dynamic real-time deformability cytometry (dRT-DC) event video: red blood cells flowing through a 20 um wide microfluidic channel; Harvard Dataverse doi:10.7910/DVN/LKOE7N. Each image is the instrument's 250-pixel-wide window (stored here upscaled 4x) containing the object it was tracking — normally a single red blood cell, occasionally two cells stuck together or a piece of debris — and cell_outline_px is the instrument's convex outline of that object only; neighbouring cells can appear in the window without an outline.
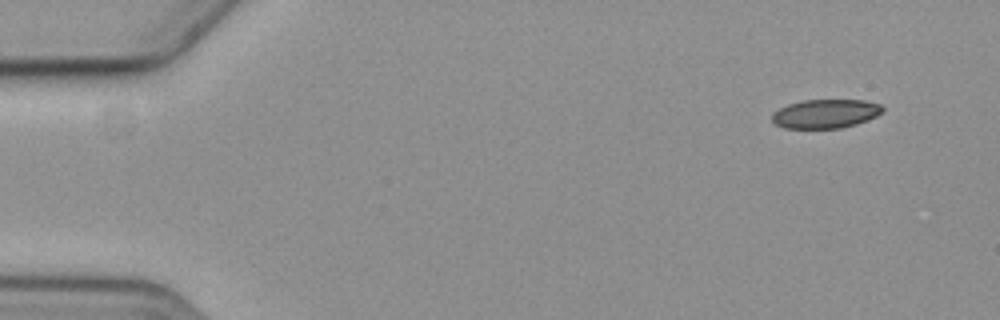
{"species": "common noctule bat (a hibernating species)", "species_latin": "Nyctalus noctula", "temperature_condition": "cold", "stored_images_in_passage": 10, "camera_frame_rate_fps": 3000, "um_per_image_px": 0.085, "animal": {"sex": "female", "body_mass_g": 19.3, "forearm_length_mm": 54.1}, "frame": {"image": 1, "passage_image": 1, "time_ms": 0.0, "image_size_px": [1000, 320], "cell_outline_px": [[884, 112], [868, 120], [856, 124], [840, 128], [784, 128], [776, 124], [772, 120], [772, 112], [788, 104], [804, 100], [864, 100], [880, 104], [884, 108]], "centroid_in_image_um": [70.19, 9.66], "position_along_channel_um": 14.8, "area_um2": 18.67}}
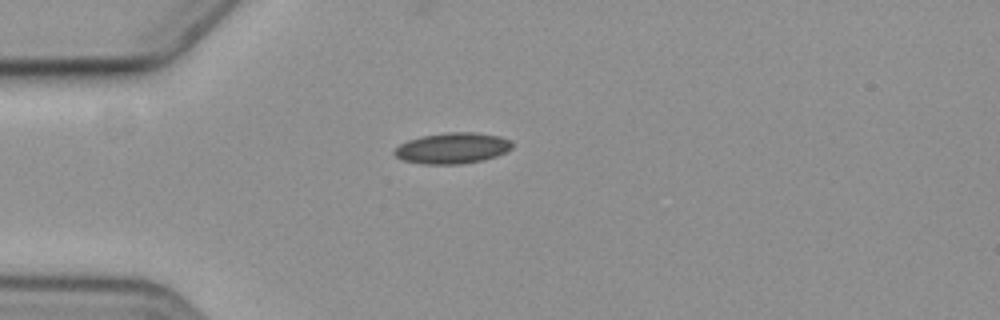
{"frame": {"image": 2, "passage_image": 4, "time_ms": 3.667, "image_size_px": [1000, 320], "cell_outline_px": [[512, 148], [496, 156], [484, 160], [460, 164], [424, 164], [400, 160], [392, 152], [400, 144], [408, 140], [424, 136], [448, 132], [476, 132], [500, 136], [512, 140]], "centroid_in_image_um": [38.46, 12.59], "position_along_channel_um": 46.5, "area_um2": 21.27}}
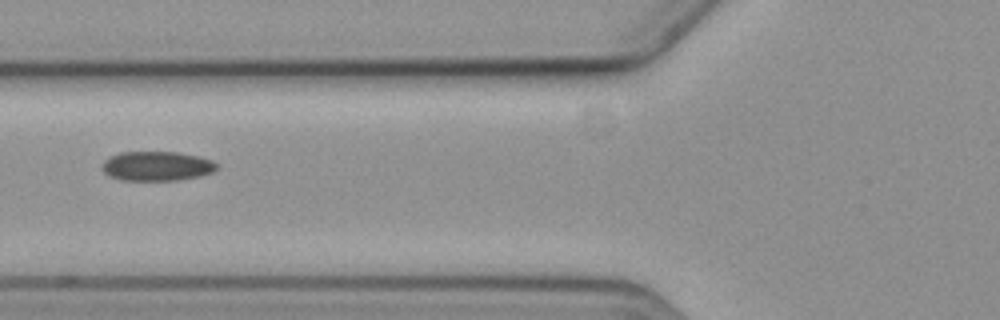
{"frame": {"image": 3, "passage_image": 6, "time_ms": 6.0, "image_size_px": [1000, 320], "cell_outline_px": [[216, 168], [212, 172], [200, 176], [180, 180], [120, 180], [108, 176], [100, 168], [100, 164], [104, 160], [120, 152], [176, 152], [196, 156], [212, 160], [216, 164]], "centroid_in_image_um": [13.27, 14.12], "position_along_channel_um": 112.5, "area_um2": 19.71}}